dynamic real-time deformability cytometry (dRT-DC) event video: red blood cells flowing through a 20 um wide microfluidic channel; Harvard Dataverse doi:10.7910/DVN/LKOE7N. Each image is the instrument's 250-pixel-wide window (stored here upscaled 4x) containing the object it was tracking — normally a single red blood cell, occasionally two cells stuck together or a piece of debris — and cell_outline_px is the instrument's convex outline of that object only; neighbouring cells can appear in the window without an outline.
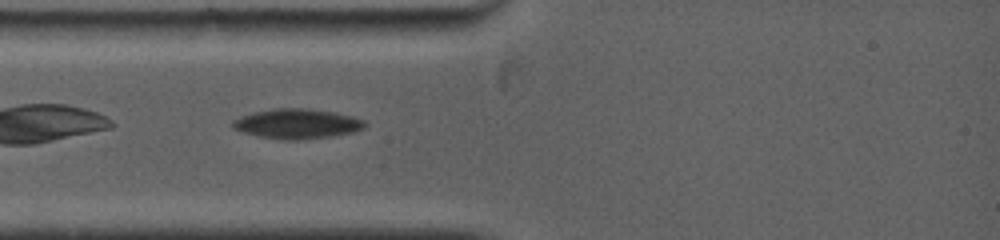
{"species": "common noctule bat (a hibernating species)", "species_latin": "Nyctalus noctula", "temperature_condition": "warm", "stored_images_in_passage": 6, "camera_frame_rate_fps": 5000, "um_per_image_px": 0.085, "animal": {"sex": "female", "body_mass_g": 19.0, "forearm_length_mm": 53.3}, "frame": {"image": 1, "passage_image": 1, "time_ms": 0.0, "image_size_px": [1000, 240], "cell_outline_px": [[368, 124], [364, 128], [352, 132], [332, 136], [296, 140], [280, 140], [260, 136], [244, 132], [232, 128], [232, 120], [240, 116], [252, 112], [272, 108], [304, 108], [332, 112], [352, 116], [364, 120]], "centroid_in_image_um": [25.23, 10.51], "position_along_channel_um": 59.8, "area_um2": 23.0}}
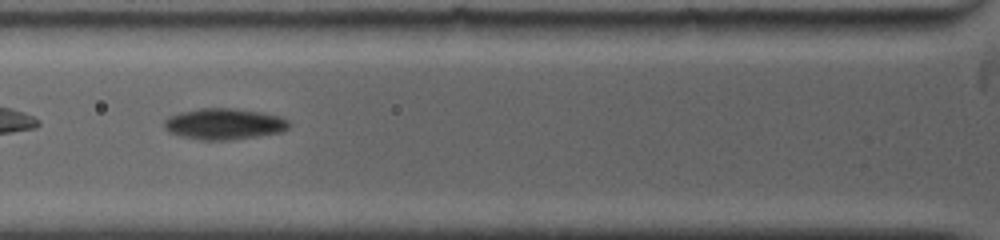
{"frame": {"image": 2, "passage_image": 4, "time_ms": 1.2, "image_size_px": [1000, 240], "cell_outline_px": [[292, 124], [288, 128], [280, 132], [232, 140], [200, 140], [180, 136], [168, 132], [164, 128], [164, 120], [168, 116], [180, 112], [200, 108], [236, 108], [264, 112], [280, 116], [288, 120]], "centroid_in_image_um": [19.04, 10.53], "position_along_channel_um": 106.8, "area_um2": 22.95}}
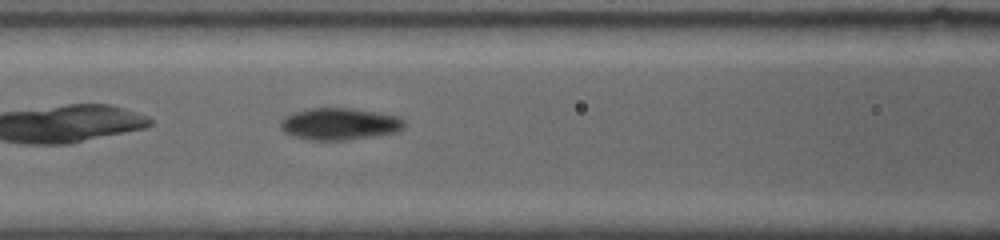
{"frame": {"image": 3, "passage_image": 6, "time_ms": 2.0, "image_size_px": [1000, 240], "cell_outline_px": [[404, 128], [396, 132], [348, 140], [308, 140], [292, 136], [284, 132], [280, 128], [280, 120], [284, 116], [292, 112], [308, 108], [352, 108], [400, 116], [404, 120]], "centroid_in_image_um": [28.82, 10.53], "position_along_channel_um": 137.8, "area_um2": 23.29}}